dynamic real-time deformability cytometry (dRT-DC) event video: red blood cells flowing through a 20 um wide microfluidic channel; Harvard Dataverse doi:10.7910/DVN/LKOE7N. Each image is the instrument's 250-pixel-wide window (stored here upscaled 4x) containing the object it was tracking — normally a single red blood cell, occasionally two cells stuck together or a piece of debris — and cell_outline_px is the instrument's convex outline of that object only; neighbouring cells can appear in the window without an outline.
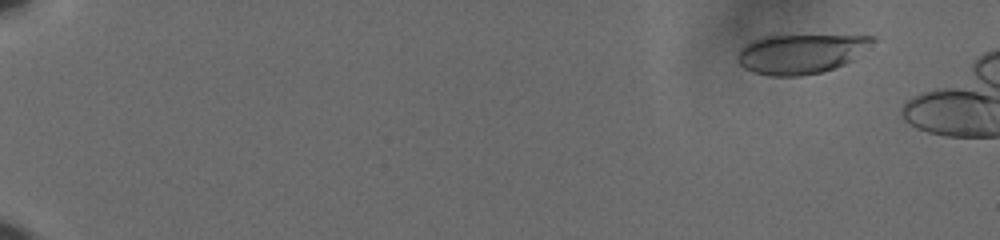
{"species": "human", "species_latin": "Homo sapiens", "temperature_condition": "cold", "stored_images_in_passage": 13, "camera_frame_rate_fps": 3000, "um_per_image_px": 0.085, "donor": {"sex": "male"}, "frame": {"image": 1, "passage_image": 6, "time_ms": 1.667, "image_size_px": [1000, 240], "cell_outline_px": [[876, 40], [852, 60], [844, 64], [820, 72], [800, 76], [772, 76], [752, 72], [744, 68], [736, 60], [736, 56], [740, 48], [752, 40], [768, 36], [876, 36]], "centroid_in_image_um": [68.02, 4.58], "position_along_channel_um": 17.0, "area_um2": 30.75}}